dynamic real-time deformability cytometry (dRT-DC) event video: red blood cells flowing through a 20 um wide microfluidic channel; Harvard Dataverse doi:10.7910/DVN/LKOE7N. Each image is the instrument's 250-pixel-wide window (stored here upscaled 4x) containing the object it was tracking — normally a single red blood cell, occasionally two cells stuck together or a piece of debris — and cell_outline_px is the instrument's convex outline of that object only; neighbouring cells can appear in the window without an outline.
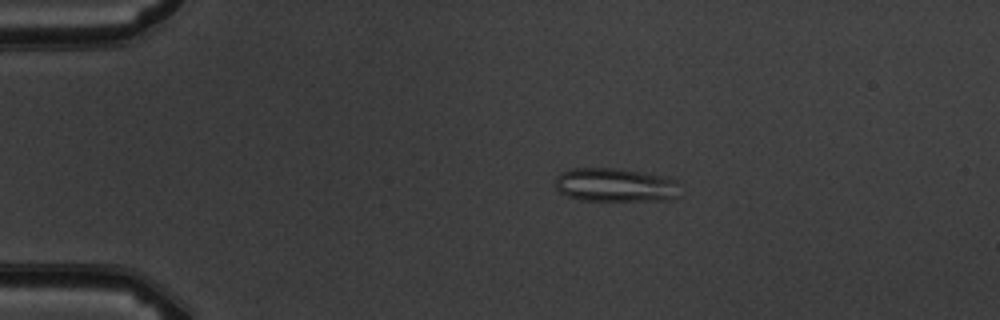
{"species": "common noctule bat (a hibernating species)", "species_latin": "Nyctalus noctula", "temperature_condition": "warm", "stored_images_in_passage": 4, "camera_frame_rate_fps": 3000, "um_per_image_px": 0.085, "animal": {"sex": "male", "body_mass_g": 19.5, "forearm_length_mm": 54.6}, "frame": {"image": 1, "passage_image": 2, "time_ms": 1.0, "image_size_px": [1000, 320], "cell_outline_px": [[680, 196], [672, 200], [580, 200], [568, 196], [560, 192], [556, 188], [556, 176], [560, 172], [572, 168], [616, 168], [668, 176], [676, 180]], "centroid_in_image_um": [52.33, 15.72], "position_along_channel_um": 32.7, "area_um2": 24.74}}
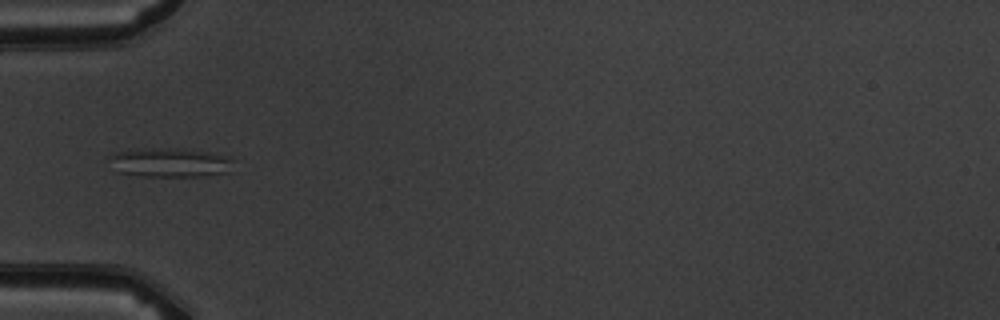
{"frame": {"image": 2, "passage_image": 4, "time_ms": 3.333, "image_size_px": [1000, 320], "cell_outline_px": [[232, 160], [228, 172], [208, 176], [140, 176], [116, 172], [104, 156], [116, 152], [136, 148], [176, 148], [208, 152], [232, 156]], "centroid_in_image_um": [14.35, 13.8], "position_along_channel_um": 70.6, "area_um2": 21.62}}